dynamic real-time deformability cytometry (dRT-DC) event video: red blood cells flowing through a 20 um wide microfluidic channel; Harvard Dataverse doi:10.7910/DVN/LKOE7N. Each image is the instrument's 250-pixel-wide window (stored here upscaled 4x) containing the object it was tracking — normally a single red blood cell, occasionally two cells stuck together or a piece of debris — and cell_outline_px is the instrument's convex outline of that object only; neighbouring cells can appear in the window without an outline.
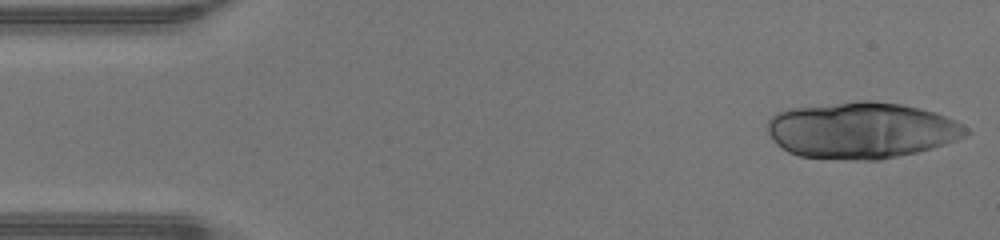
{"species": "human", "species_latin": "Homo sapiens", "temperature_condition": "warm", "stored_images_in_passage": 22, "camera_frame_rate_fps": 3000, "um_per_image_px": 0.085, "donor": {"sex": "male"}, "frame": {"image": 1, "passage_image": 1, "time_ms": 0.0, "image_size_px": [1000, 240], "cell_outline_px": [[972, 132], [968, 136], [932, 148], [916, 152], [880, 160], [844, 160], [800, 156], [788, 152], [776, 144], [768, 132], [768, 120], [776, 112], [792, 108], [856, 100], [872, 100], [900, 104], [920, 108], [936, 112], [956, 120], [964, 124]], "centroid_in_image_um": [73.26, 11.07], "position_along_channel_um": 11.7, "area_um2": 65.78}}
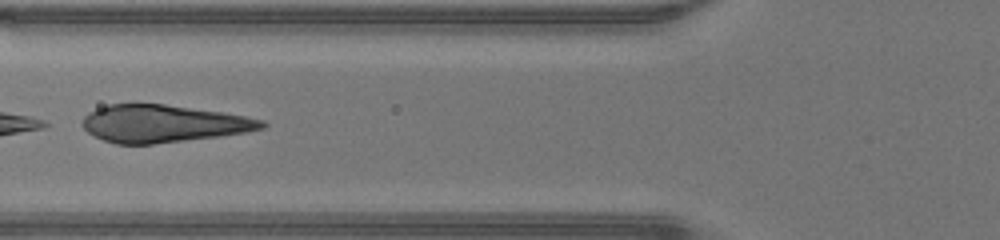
{"frame": {"image": 2, "passage_image": 17, "time_ms": 5.333, "image_size_px": [1000, 240], "cell_outline_px": [[268, 124], [264, 128], [244, 132], [220, 136], [152, 144], [116, 144], [104, 140], [88, 132], [80, 124], [84, 116], [88, 112], [96, 108], [108, 104], [164, 104], [224, 112], [264, 120]], "centroid_in_image_um": [13.85, 10.5], "position_along_channel_um": 111.9, "area_um2": 39.07}}